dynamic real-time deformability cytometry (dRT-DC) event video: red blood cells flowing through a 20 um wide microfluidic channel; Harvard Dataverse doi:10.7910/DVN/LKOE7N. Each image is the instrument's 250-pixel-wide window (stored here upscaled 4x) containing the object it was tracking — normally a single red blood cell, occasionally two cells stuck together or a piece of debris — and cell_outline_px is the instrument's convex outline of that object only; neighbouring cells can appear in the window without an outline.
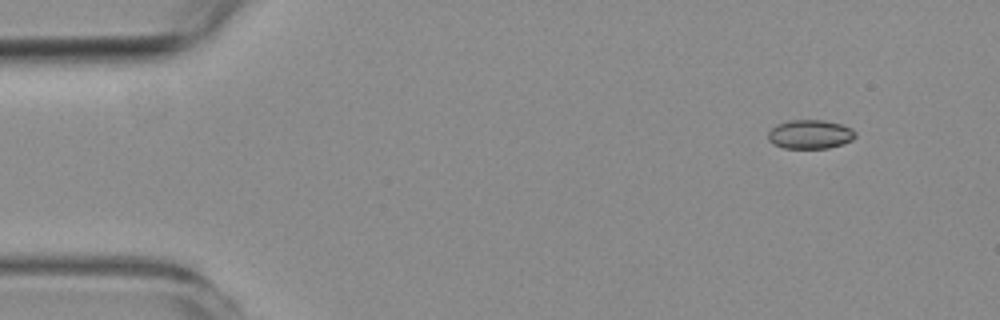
{"species": "common noctule bat (a hibernating species)", "species_latin": "Nyctalus noctula", "temperature_condition": "room temperature", "stored_images_in_passage": 9, "camera_frame_rate_fps": 3000, "um_per_image_px": 0.085, "animal": {"sex": "female", "body_mass_g": 19.3, "forearm_length_mm": 54.1}, "frame": {"image": 1, "passage_image": 1, "time_ms": 0.0, "image_size_px": [1000, 320], "cell_outline_px": [[856, 136], [852, 140], [844, 144], [828, 148], [784, 148], [772, 144], [768, 140], [768, 132], [776, 124], [788, 120], [824, 120], [840, 124], [852, 128], [856, 132]], "centroid_in_image_um": [68.86, 11.42], "position_along_channel_um": 16.1, "area_um2": 14.91}}